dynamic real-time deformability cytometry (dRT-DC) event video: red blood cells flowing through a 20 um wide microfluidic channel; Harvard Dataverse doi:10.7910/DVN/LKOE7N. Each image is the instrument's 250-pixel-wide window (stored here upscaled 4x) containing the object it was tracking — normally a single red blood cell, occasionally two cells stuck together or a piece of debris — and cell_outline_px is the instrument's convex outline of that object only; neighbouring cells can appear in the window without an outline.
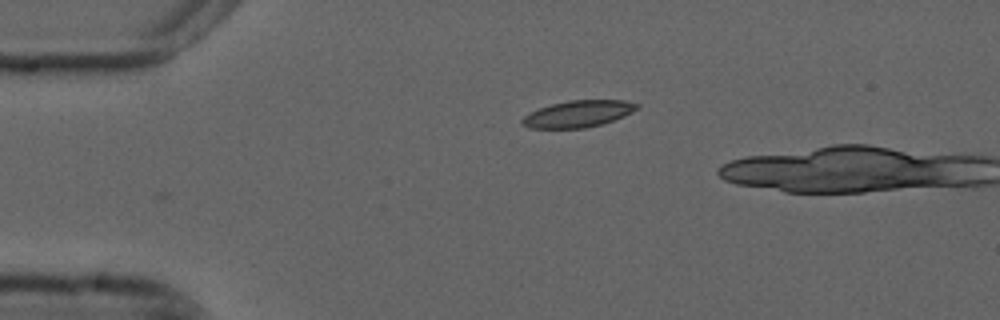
{"species": "common noctule bat (a hibernating species)", "species_latin": "Nyctalus noctula", "temperature_condition": "cold", "stored_images_in_passage": 4, "camera_frame_rate_fps": 3000, "um_per_image_px": 0.085, "animal": {"sex": "male", "forearm_length_mm": 52.5}, "frame": {"image": 1, "passage_image": 1, "time_ms": 0.0, "image_size_px": [1000, 320], "cell_outline_px": [[640, 108], [624, 116], [600, 124], [584, 128], [528, 128], [520, 120], [524, 116], [540, 108], [552, 104], [568, 100], [624, 100], [640, 104]], "centroid_in_image_um": [49.17, 9.67], "position_along_channel_um": 35.8, "area_um2": 17.69}}